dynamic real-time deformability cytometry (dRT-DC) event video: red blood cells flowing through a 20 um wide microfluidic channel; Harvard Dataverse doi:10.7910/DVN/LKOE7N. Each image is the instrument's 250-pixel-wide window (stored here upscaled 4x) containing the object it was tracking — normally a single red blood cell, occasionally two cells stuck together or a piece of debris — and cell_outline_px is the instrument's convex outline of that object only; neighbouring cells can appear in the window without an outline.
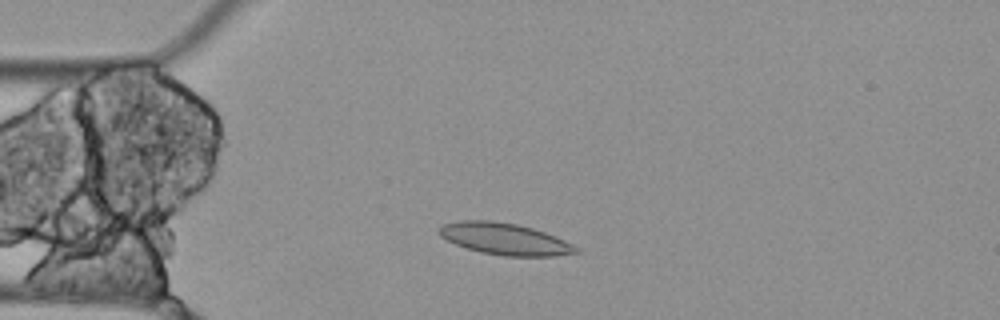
{"species": "Egyptian fruit bat (a non-hibernating species)", "species_latin": "Rousettus aegyptiacus", "temperature_condition": "cold", "stored_images_in_passage": 3, "camera_frame_rate_fps": 3000, "um_per_image_px": 0.085, "animal": {"sex": "female"}, "frame": {"image": 1, "passage_image": 2, "time_ms": 0.333, "image_size_px": [1000, 320], "cell_outline_px": [[580, 252], [556, 256], [504, 256], [480, 252], [456, 244], [440, 236], [436, 232], [436, 228], [444, 224], [460, 220], [492, 220], [516, 224], [532, 228], [556, 236], [580, 248]], "centroid_in_image_um": [42.89, 20.3], "position_along_channel_um": 42.1, "area_um2": 25.37}}